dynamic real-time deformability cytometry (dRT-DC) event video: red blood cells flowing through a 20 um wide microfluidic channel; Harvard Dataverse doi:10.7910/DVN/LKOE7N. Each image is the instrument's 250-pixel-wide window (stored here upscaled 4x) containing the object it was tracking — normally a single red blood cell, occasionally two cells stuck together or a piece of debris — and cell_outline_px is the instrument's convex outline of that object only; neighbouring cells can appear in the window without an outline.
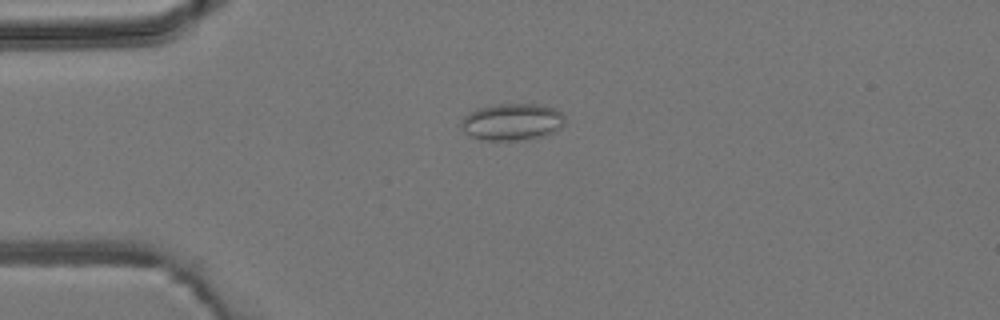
{"species": "common noctule bat (a hibernating species)", "species_latin": "Nyctalus noctula", "temperature_condition": "room temperature", "stored_images_in_passage": 7, "camera_frame_rate_fps": 3000, "um_per_image_px": 0.085, "animal": {"sex": "male", "body_mass_g": 19.2, "forearm_length_mm": 51.8}, "frame": {"image": 1, "passage_image": 4, "time_ms": 3.667, "image_size_px": [1000, 320], "cell_outline_px": [[564, 124], [556, 132], [544, 136], [524, 140], [484, 140], [472, 136], [464, 132], [460, 128], [460, 120], [464, 116], [476, 108], [496, 104], [540, 104], [556, 108], [564, 116]], "centroid_in_image_um": [43.53, 10.36], "position_along_channel_um": 41.5, "area_um2": 22.66}}
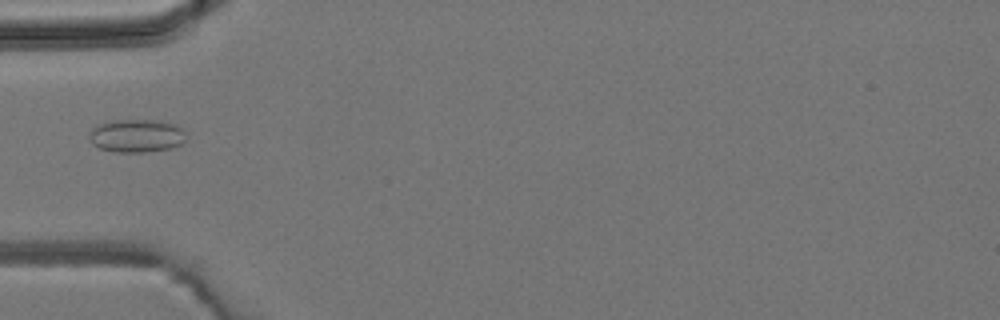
{"frame": {"image": 2, "passage_image": 5, "time_ms": 5.0, "image_size_px": [1000, 320], "cell_outline_px": [[184, 140], [180, 144], [168, 148], [144, 152], [112, 152], [100, 148], [92, 144], [88, 140], [88, 136], [92, 128], [100, 124], [112, 120], [160, 120], [176, 124], [184, 128]], "centroid_in_image_um": [11.57, 11.53], "position_along_channel_um": 73.4, "area_um2": 18.79}}
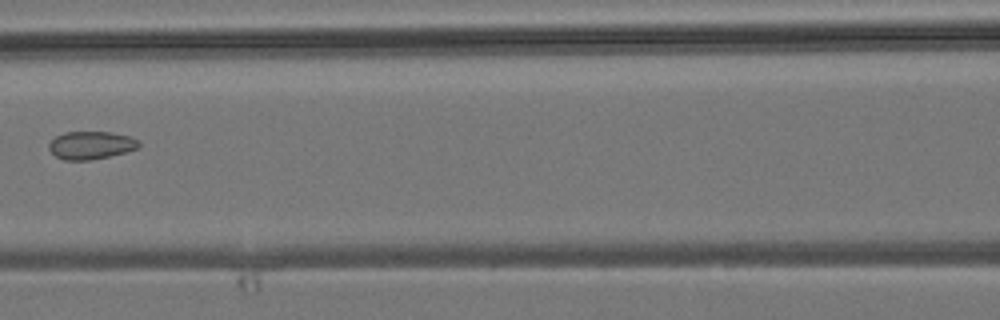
{"frame": {"image": 3, "passage_image": 7, "time_ms": 7.0, "image_size_px": [1000, 320], "cell_outline_px": [[140, 144], [136, 148], [124, 152], [108, 156], [88, 160], [64, 160], [56, 156], [48, 148], [48, 144], [56, 136], [64, 132], [112, 132], [132, 136], [140, 140]], "centroid_in_image_um": [7.74, 12.33], "position_along_channel_um": 158.9, "area_um2": 14.57}}